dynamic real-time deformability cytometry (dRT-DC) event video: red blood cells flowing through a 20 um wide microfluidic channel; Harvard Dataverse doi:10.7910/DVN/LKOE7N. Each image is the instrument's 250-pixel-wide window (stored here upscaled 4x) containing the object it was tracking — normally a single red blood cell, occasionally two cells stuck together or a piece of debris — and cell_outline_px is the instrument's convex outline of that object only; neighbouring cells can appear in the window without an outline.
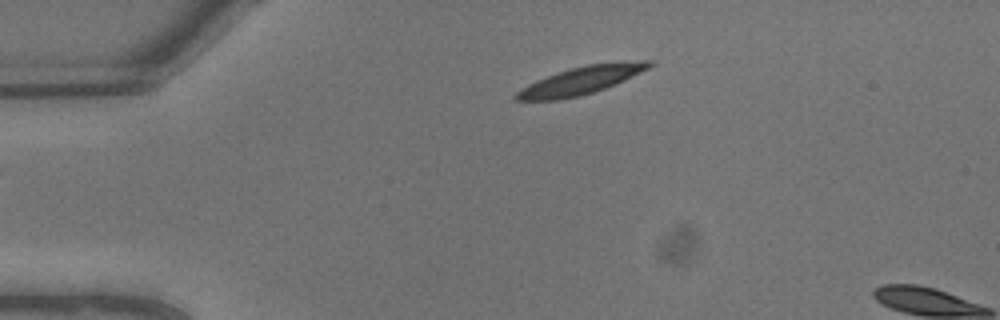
{"species": "common noctule bat (a hibernating species)", "species_latin": "Nyctalus noctula", "temperature_condition": "warm", "stored_images_in_passage": 3, "camera_frame_rate_fps": 3000, "um_per_image_px": 0.085, "animal": {"sex": "male", "body_mass_g": 13.3}, "frame": {"image": 1, "passage_image": 1, "time_ms": 0.0, "image_size_px": [1000, 320], "cell_outline_px": [[656, 64], [616, 84], [580, 96], [560, 100], [512, 100], [512, 96], [516, 92], [528, 84], [536, 80], [572, 68], [588, 64], [640, 60], [652, 60]], "centroid_in_image_um": [49.38, 6.84], "position_along_channel_um": 35.6, "area_um2": 21.39}}